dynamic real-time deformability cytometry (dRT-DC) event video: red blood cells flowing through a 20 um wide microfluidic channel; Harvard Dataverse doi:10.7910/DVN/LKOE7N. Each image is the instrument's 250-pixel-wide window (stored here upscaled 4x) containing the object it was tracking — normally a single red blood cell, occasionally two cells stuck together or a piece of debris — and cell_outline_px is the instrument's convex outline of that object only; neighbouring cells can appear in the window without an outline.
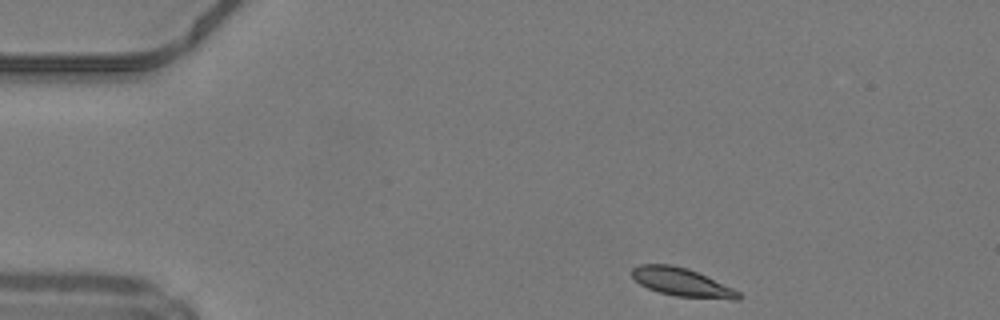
{"species": "common noctule bat (a hibernating species)", "species_latin": "Nyctalus noctula", "temperature_condition": "warm", "stored_images_in_passage": 31, "camera_frame_rate_fps": 3000, "um_per_image_px": 0.085, "animal": {"sex": "male", "body_mass_g": 19.2, "forearm_length_mm": 51.8}, "frame": {"image": 1, "passage_image": 1, "time_ms": 0.0, "image_size_px": [1000, 320], "cell_outline_px": [[740, 300], [736, 300], [676, 296], [660, 292], [648, 288], [640, 284], [632, 276], [632, 268], [640, 264], [668, 264], [688, 268], [732, 288], [740, 292]], "centroid_in_image_um": [57.95, 23.99], "position_along_channel_um": 27.0, "area_um2": 17.34}}
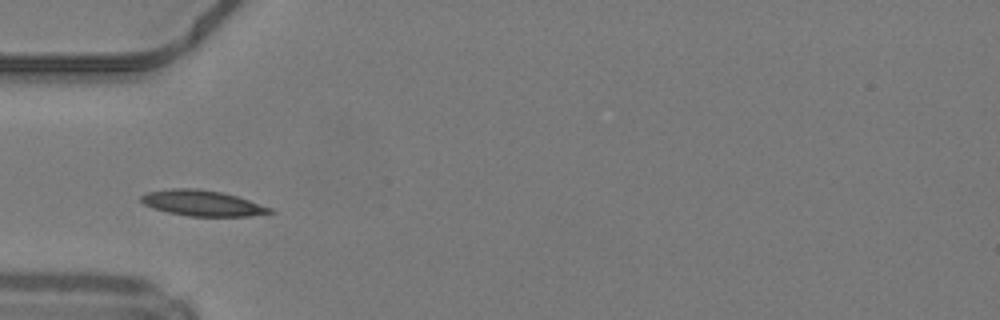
{"frame": {"image": 2, "passage_image": 9, "time_ms": 2.667, "image_size_px": [1000, 320], "cell_outline_px": [[276, 212], [248, 216], [188, 216], [168, 212], [152, 208], [144, 204], [140, 200], [140, 196], [148, 192], [172, 188], [196, 188], [220, 192], [236, 196], [272, 208]], "centroid_in_image_um": [17.18, 17.27], "position_along_channel_um": 67.8, "area_um2": 19.13}}
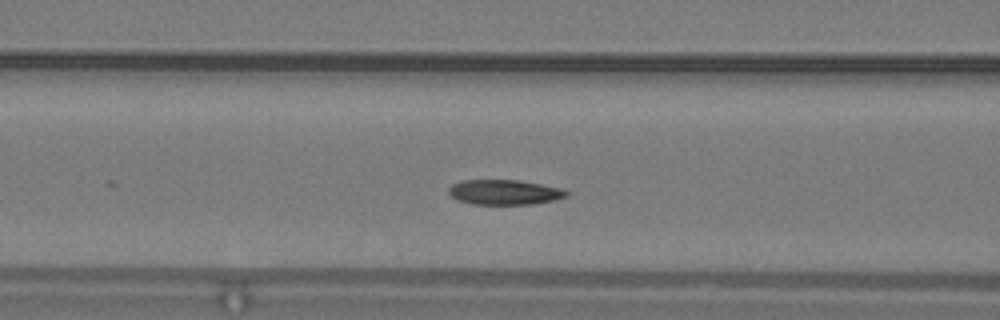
{"frame": {"image": 3, "passage_image": 13, "time_ms": 4.0, "image_size_px": [1000, 320], "cell_outline_px": [[568, 196], [552, 200], [532, 204], [472, 204], [456, 200], [448, 192], [448, 188], [452, 184], [460, 180], [520, 180], [560, 188], [568, 192]], "centroid_in_image_um": [42.83, 16.33], "position_along_channel_um": 123.8, "area_um2": 17.11}, "authors_computed_cell_mechanics": {"area_um2": 17.918, "velocity_mm_per_s": 4.1929, "shape_relaxation_time_tau1_ms": 9.0092, "shape_relaxation_time_tau2_ms": 1.6194, "deformation_change_tau1": 0.2121, "deformation_change_tau2": 0.0515}}